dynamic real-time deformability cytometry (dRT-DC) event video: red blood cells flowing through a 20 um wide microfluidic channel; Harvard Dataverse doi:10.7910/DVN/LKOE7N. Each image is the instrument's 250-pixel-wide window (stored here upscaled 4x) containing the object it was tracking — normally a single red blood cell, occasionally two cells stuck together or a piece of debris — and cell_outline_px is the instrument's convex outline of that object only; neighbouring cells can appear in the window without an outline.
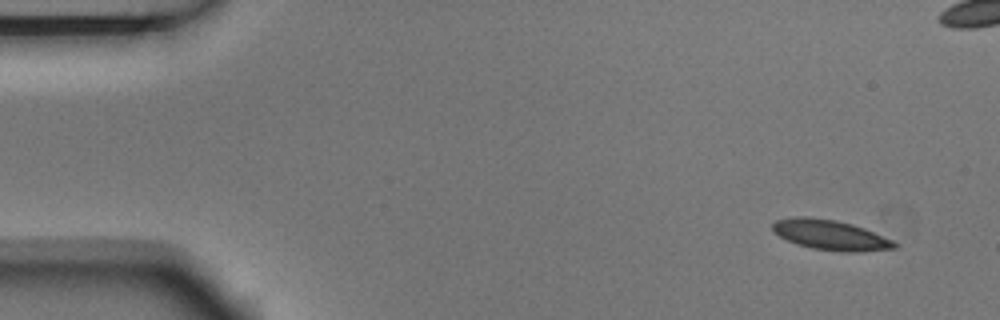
{"species": "Egyptian fruit bat (a non-hibernating species)", "species_latin": "Rousettus aegyptiacus", "temperature_condition": "room temperature", "stored_images_in_passage": 6, "camera_frame_rate_fps": 3000, "um_per_image_px": 0.085, "animal": {"sex": "male"}, "frame": {"image": 1, "passage_image": 1, "time_ms": 0.0, "image_size_px": [1000, 320], "cell_outline_px": [[900, 244], [896, 248], [864, 252], [840, 252], [812, 248], [796, 244], [780, 236], [772, 228], [772, 224], [776, 220], [800, 216], [804, 216], [836, 220], [852, 224], [864, 228], [892, 240]], "centroid_in_image_um": [70.63, 19.99], "position_along_channel_um": 14.4, "area_um2": 21.33}}
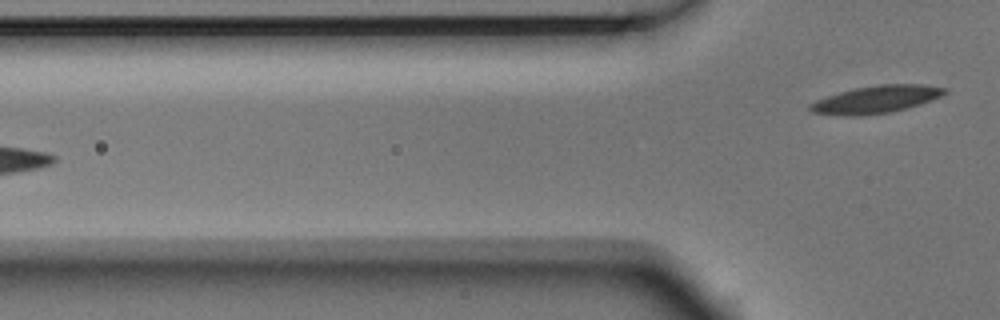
{"frame": {"image": 2, "passage_image": 6, "time_ms": 1.667, "image_size_px": [1000, 320], "cell_outline_px": [[948, 92], [940, 96], [920, 104], [888, 112], [860, 116], [844, 116], [812, 112], [808, 108], [808, 104], [816, 100], [840, 92], [856, 88], [876, 84], [924, 84], [948, 88]], "centroid_in_image_um": [74.46, 8.44], "position_along_channel_um": 51.3, "area_um2": 21.44}}